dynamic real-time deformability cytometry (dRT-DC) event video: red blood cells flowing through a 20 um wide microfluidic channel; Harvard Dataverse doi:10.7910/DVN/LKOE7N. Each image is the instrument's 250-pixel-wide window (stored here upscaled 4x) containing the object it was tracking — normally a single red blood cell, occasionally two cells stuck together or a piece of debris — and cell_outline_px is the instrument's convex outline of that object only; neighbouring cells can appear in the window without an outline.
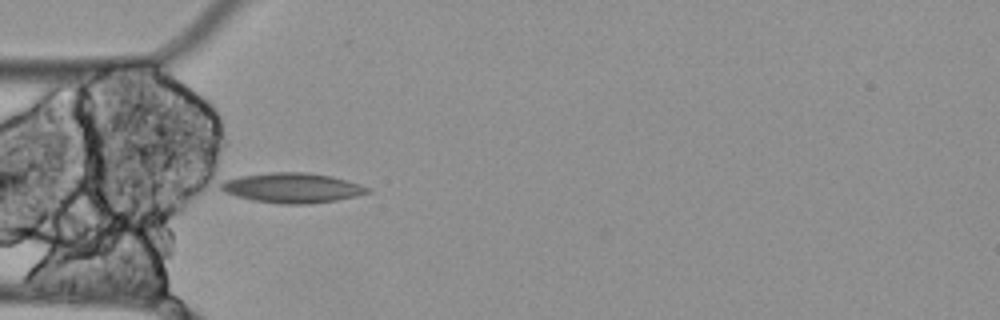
{"species": "Egyptian fruit bat (a non-hibernating species)", "species_latin": "Rousettus aegyptiacus", "temperature_condition": "cold", "stored_images_in_passage": 8, "camera_frame_rate_fps": 3000, "um_per_image_px": 0.085, "animal": {"sex": "female"}, "frame": {"image": 1, "passage_image": 3, "time_ms": 0.667, "image_size_px": [1000, 320], "cell_outline_px": [[372, 192], [356, 196], [336, 200], [308, 204], [280, 204], [252, 200], [236, 196], [224, 192], [220, 188], [220, 184], [224, 180], [240, 176], [268, 172], [308, 172], [332, 176], [360, 184], [372, 188]], "centroid_in_image_um": [24.86, 15.96], "position_along_channel_um": 60.1, "area_um2": 25.78}}
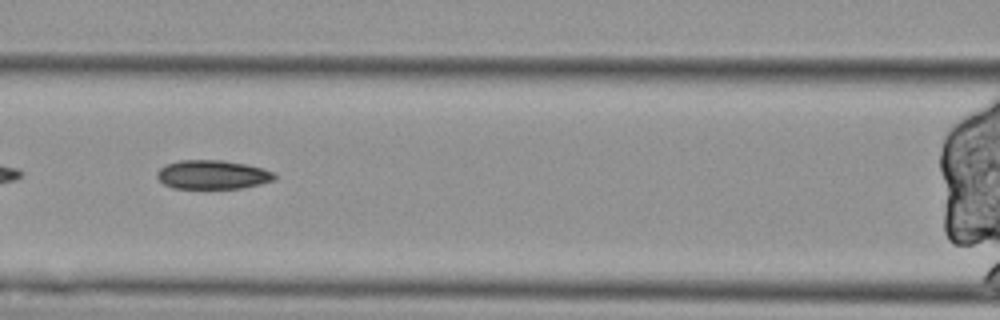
{"frame": {"image": 2, "passage_image": 5, "time_ms": 1.333, "image_size_px": [1000, 320], "cell_outline_px": [[276, 180], [260, 184], [240, 188], [172, 188], [164, 184], [156, 176], [156, 172], [164, 164], [180, 160], [224, 160], [264, 168], [276, 172]], "centroid_in_image_um": [18.08, 14.84], "position_along_channel_um": 148.5, "area_um2": 20.0}}
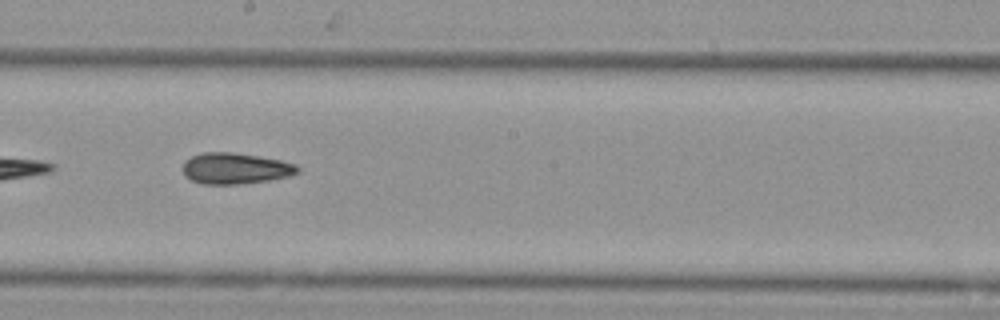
{"frame": {"image": 3, "passage_image": 7, "time_ms": 2.0, "image_size_px": [1000, 320], "cell_outline_px": [[300, 172], [288, 176], [268, 180], [236, 184], [204, 184], [192, 180], [184, 176], [180, 168], [184, 160], [192, 156], [204, 152], [232, 152], [280, 160], [296, 164], [300, 168]], "centroid_in_image_um": [19.95, 14.31], "position_along_channel_um": 228.2, "area_um2": 20.87}}